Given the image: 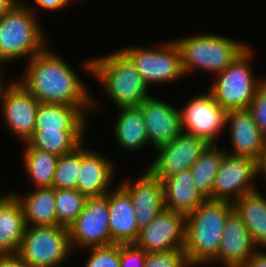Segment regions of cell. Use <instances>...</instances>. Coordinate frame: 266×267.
Masks as SVG:
<instances>
[{
  "label": "cell",
  "instance_id": "5",
  "mask_svg": "<svg viewBox=\"0 0 266 267\" xmlns=\"http://www.w3.org/2000/svg\"><path fill=\"white\" fill-rule=\"evenodd\" d=\"M175 42L180 49L185 77L198 68L216 75L249 46L245 42L212 33H196Z\"/></svg>",
  "mask_w": 266,
  "mask_h": 267
},
{
  "label": "cell",
  "instance_id": "3",
  "mask_svg": "<svg viewBox=\"0 0 266 267\" xmlns=\"http://www.w3.org/2000/svg\"><path fill=\"white\" fill-rule=\"evenodd\" d=\"M85 70L97 78L116 107L139 106L151 95L132 60L121 50L88 59Z\"/></svg>",
  "mask_w": 266,
  "mask_h": 267
},
{
  "label": "cell",
  "instance_id": "2",
  "mask_svg": "<svg viewBox=\"0 0 266 267\" xmlns=\"http://www.w3.org/2000/svg\"><path fill=\"white\" fill-rule=\"evenodd\" d=\"M232 202L207 200L186 216L184 252L190 267L210 264L219 250Z\"/></svg>",
  "mask_w": 266,
  "mask_h": 267
},
{
  "label": "cell",
  "instance_id": "32",
  "mask_svg": "<svg viewBox=\"0 0 266 267\" xmlns=\"http://www.w3.org/2000/svg\"><path fill=\"white\" fill-rule=\"evenodd\" d=\"M84 267H120V244L90 247Z\"/></svg>",
  "mask_w": 266,
  "mask_h": 267
},
{
  "label": "cell",
  "instance_id": "19",
  "mask_svg": "<svg viewBox=\"0 0 266 267\" xmlns=\"http://www.w3.org/2000/svg\"><path fill=\"white\" fill-rule=\"evenodd\" d=\"M108 209L111 244L134 243L139 234L135 210L131 196L120 184L108 192Z\"/></svg>",
  "mask_w": 266,
  "mask_h": 267
},
{
  "label": "cell",
  "instance_id": "35",
  "mask_svg": "<svg viewBox=\"0 0 266 267\" xmlns=\"http://www.w3.org/2000/svg\"><path fill=\"white\" fill-rule=\"evenodd\" d=\"M147 252L134 243L120 244V267H144Z\"/></svg>",
  "mask_w": 266,
  "mask_h": 267
},
{
  "label": "cell",
  "instance_id": "15",
  "mask_svg": "<svg viewBox=\"0 0 266 267\" xmlns=\"http://www.w3.org/2000/svg\"><path fill=\"white\" fill-rule=\"evenodd\" d=\"M135 182L123 181L120 185L132 198L137 227L147 226L164 206L163 183L147 168Z\"/></svg>",
  "mask_w": 266,
  "mask_h": 267
},
{
  "label": "cell",
  "instance_id": "27",
  "mask_svg": "<svg viewBox=\"0 0 266 267\" xmlns=\"http://www.w3.org/2000/svg\"><path fill=\"white\" fill-rule=\"evenodd\" d=\"M86 130H59L44 131L34 130L27 144L41 151L50 152L61 156L73 151L84 141Z\"/></svg>",
  "mask_w": 266,
  "mask_h": 267
},
{
  "label": "cell",
  "instance_id": "37",
  "mask_svg": "<svg viewBox=\"0 0 266 267\" xmlns=\"http://www.w3.org/2000/svg\"><path fill=\"white\" fill-rule=\"evenodd\" d=\"M35 4L38 5L39 8L47 10V11H58L65 6L69 5L67 0H34Z\"/></svg>",
  "mask_w": 266,
  "mask_h": 267
},
{
  "label": "cell",
  "instance_id": "40",
  "mask_svg": "<svg viewBox=\"0 0 266 267\" xmlns=\"http://www.w3.org/2000/svg\"><path fill=\"white\" fill-rule=\"evenodd\" d=\"M21 0H0V17L12 9Z\"/></svg>",
  "mask_w": 266,
  "mask_h": 267
},
{
  "label": "cell",
  "instance_id": "34",
  "mask_svg": "<svg viewBox=\"0 0 266 267\" xmlns=\"http://www.w3.org/2000/svg\"><path fill=\"white\" fill-rule=\"evenodd\" d=\"M248 110L252 113L258 129L266 137V77L261 80Z\"/></svg>",
  "mask_w": 266,
  "mask_h": 267
},
{
  "label": "cell",
  "instance_id": "20",
  "mask_svg": "<svg viewBox=\"0 0 266 267\" xmlns=\"http://www.w3.org/2000/svg\"><path fill=\"white\" fill-rule=\"evenodd\" d=\"M81 143V169L77 181V190L87 197L104 196L109 191L114 178L112 160L99 153L84 149Z\"/></svg>",
  "mask_w": 266,
  "mask_h": 267
},
{
  "label": "cell",
  "instance_id": "17",
  "mask_svg": "<svg viewBox=\"0 0 266 267\" xmlns=\"http://www.w3.org/2000/svg\"><path fill=\"white\" fill-rule=\"evenodd\" d=\"M146 124L148 142L158 148L171 142L181 132L179 109L150 96L139 105Z\"/></svg>",
  "mask_w": 266,
  "mask_h": 267
},
{
  "label": "cell",
  "instance_id": "33",
  "mask_svg": "<svg viewBox=\"0 0 266 267\" xmlns=\"http://www.w3.org/2000/svg\"><path fill=\"white\" fill-rule=\"evenodd\" d=\"M184 249L147 253L144 267H189Z\"/></svg>",
  "mask_w": 266,
  "mask_h": 267
},
{
  "label": "cell",
  "instance_id": "28",
  "mask_svg": "<svg viewBox=\"0 0 266 267\" xmlns=\"http://www.w3.org/2000/svg\"><path fill=\"white\" fill-rule=\"evenodd\" d=\"M23 164L26 174L36 188H50L55 176V168L59 156L29 146L26 142Z\"/></svg>",
  "mask_w": 266,
  "mask_h": 267
},
{
  "label": "cell",
  "instance_id": "4",
  "mask_svg": "<svg viewBox=\"0 0 266 267\" xmlns=\"http://www.w3.org/2000/svg\"><path fill=\"white\" fill-rule=\"evenodd\" d=\"M28 3L19 1L12 9L0 17V64L18 58L33 56L43 51L49 40L43 33L37 16ZM32 8V9H31ZM36 17V18H35Z\"/></svg>",
  "mask_w": 266,
  "mask_h": 267
},
{
  "label": "cell",
  "instance_id": "14",
  "mask_svg": "<svg viewBox=\"0 0 266 267\" xmlns=\"http://www.w3.org/2000/svg\"><path fill=\"white\" fill-rule=\"evenodd\" d=\"M208 143L198 137L181 132L171 142L156 148V160L149 170L161 181L190 169Z\"/></svg>",
  "mask_w": 266,
  "mask_h": 267
},
{
  "label": "cell",
  "instance_id": "25",
  "mask_svg": "<svg viewBox=\"0 0 266 267\" xmlns=\"http://www.w3.org/2000/svg\"><path fill=\"white\" fill-rule=\"evenodd\" d=\"M233 206L246 225L253 244L266 249V198L254 190L237 199Z\"/></svg>",
  "mask_w": 266,
  "mask_h": 267
},
{
  "label": "cell",
  "instance_id": "29",
  "mask_svg": "<svg viewBox=\"0 0 266 267\" xmlns=\"http://www.w3.org/2000/svg\"><path fill=\"white\" fill-rule=\"evenodd\" d=\"M225 153L216 144H208L190 168L195 187L208 200H212L213 183Z\"/></svg>",
  "mask_w": 266,
  "mask_h": 267
},
{
  "label": "cell",
  "instance_id": "41",
  "mask_svg": "<svg viewBox=\"0 0 266 267\" xmlns=\"http://www.w3.org/2000/svg\"><path fill=\"white\" fill-rule=\"evenodd\" d=\"M1 70L2 69H0V101H1V98H2L3 91H4L5 87L8 85V84H5L4 81H3V77H2L3 75H1L2 74Z\"/></svg>",
  "mask_w": 266,
  "mask_h": 267
},
{
  "label": "cell",
  "instance_id": "11",
  "mask_svg": "<svg viewBox=\"0 0 266 267\" xmlns=\"http://www.w3.org/2000/svg\"><path fill=\"white\" fill-rule=\"evenodd\" d=\"M257 161L251 157L225 153L215 176L212 201L234 203L248 192L256 190Z\"/></svg>",
  "mask_w": 266,
  "mask_h": 267
},
{
  "label": "cell",
  "instance_id": "26",
  "mask_svg": "<svg viewBox=\"0 0 266 267\" xmlns=\"http://www.w3.org/2000/svg\"><path fill=\"white\" fill-rule=\"evenodd\" d=\"M114 125L116 143L127 151L140 150L146 146L148 135L143 113L139 106L119 107Z\"/></svg>",
  "mask_w": 266,
  "mask_h": 267
},
{
  "label": "cell",
  "instance_id": "1",
  "mask_svg": "<svg viewBox=\"0 0 266 267\" xmlns=\"http://www.w3.org/2000/svg\"><path fill=\"white\" fill-rule=\"evenodd\" d=\"M47 46L26 61L27 66L18 81L40 102L77 106L84 113L95 108L97 101L85 83L57 54ZM92 107V108H91ZM88 108V109H87Z\"/></svg>",
  "mask_w": 266,
  "mask_h": 267
},
{
  "label": "cell",
  "instance_id": "6",
  "mask_svg": "<svg viewBox=\"0 0 266 267\" xmlns=\"http://www.w3.org/2000/svg\"><path fill=\"white\" fill-rule=\"evenodd\" d=\"M254 50L248 46L228 67L215 75L209 91L226 111L248 109L263 78H256L250 67ZM217 76V77H216Z\"/></svg>",
  "mask_w": 266,
  "mask_h": 267
},
{
  "label": "cell",
  "instance_id": "23",
  "mask_svg": "<svg viewBox=\"0 0 266 267\" xmlns=\"http://www.w3.org/2000/svg\"><path fill=\"white\" fill-rule=\"evenodd\" d=\"M77 106L39 103L34 130H85L87 118Z\"/></svg>",
  "mask_w": 266,
  "mask_h": 267
},
{
  "label": "cell",
  "instance_id": "36",
  "mask_svg": "<svg viewBox=\"0 0 266 267\" xmlns=\"http://www.w3.org/2000/svg\"><path fill=\"white\" fill-rule=\"evenodd\" d=\"M0 267H29L17 253L0 254Z\"/></svg>",
  "mask_w": 266,
  "mask_h": 267
},
{
  "label": "cell",
  "instance_id": "24",
  "mask_svg": "<svg viewBox=\"0 0 266 267\" xmlns=\"http://www.w3.org/2000/svg\"><path fill=\"white\" fill-rule=\"evenodd\" d=\"M12 194L22 206L26 226H58L54 188H36L23 196Z\"/></svg>",
  "mask_w": 266,
  "mask_h": 267
},
{
  "label": "cell",
  "instance_id": "8",
  "mask_svg": "<svg viewBox=\"0 0 266 267\" xmlns=\"http://www.w3.org/2000/svg\"><path fill=\"white\" fill-rule=\"evenodd\" d=\"M132 60L137 71L148 87L150 84H163L184 78L181 53L177 43L169 41L152 49L141 47H120Z\"/></svg>",
  "mask_w": 266,
  "mask_h": 267
},
{
  "label": "cell",
  "instance_id": "30",
  "mask_svg": "<svg viewBox=\"0 0 266 267\" xmlns=\"http://www.w3.org/2000/svg\"><path fill=\"white\" fill-rule=\"evenodd\" d=\"M58 226L68 228L83 210L87 196L77 189H54Z\"/></svg>",
  "mask_w": 266,
  "mask_h": 267
},
{
  "label": "cell",
  "instance_id": "12",
  "mask_svg": "<svg viewBox=\"0 0 266 267\" xmlns=\"http://www.w3.org/2000/svg\"><path fill=\"white\" fill-rule=\"evenodd\" d=\"M186 216L164 208L139 230L134 244L147 253H161L185 247Z\"/></svg>",
  "mask_w": 266,
  "mask_h": 267
},
{
  "label": "cell",
  "instance_id": "18",
  "mask_svg": "<svg viewBox=\"0 0 266 267\" xmlns=\"http://www.w3.org/2000/svg\"><path fill=\"white\" fill-rule=\"evenodd\" d=\"M226 125L229 126V139L234 149L226 153L251 157L257 161L265 150L266 137L258 129L252 113L248 109L227 111Z\"/></svg>",
  "mask_w": 266,
  "mask_h": 267
},
{
  "label": "cell",
  "instance_id": "10",
  "mask_svg": "<svg viewBox=\"0 0 266 267\" xmlns=\"http://www.w3.org/2000/svg\"><path fill=\"white\" fill-rule=\"evenodd\" d=\"M108 193L88 197L77 219L68 227L72 249L111 245Z\"/></svg>",
  "mask_w": 266,
  "mask_h": 267
},
{
  "label": "cell",
  "instance_id": "13",
  "mask_svg": "<svg viewBox=\"0 0 266 267\" xmlns=\"http://www.w3.org/2000/svg\"><path fill=\"white\" fill-rule=\"evenodd\" d=\"M1 111L6 127L27 142L34 132L39 101L19 82L11 81L1 98Z\"/></svg>",
  "mask_w": 266,
  "mask_h": 267
},
{
  "label": "cell",
  "instance_id": "7",
  "mask_svg": "<svg viewBox=\"0 0 266 267\" xmlns=\"http://www.w3.org/2000/svg\"><path fill=\"white\" fill-rule=\"evenodd\" d=\"M72 251L68 228L26 226L17 254L29 267H59Z\"/></svg>",
  "mask_w": 266,
  "mask_h": 267
},
{
  "label": "cell",
  "instance_id": "22",
  "mask_svg": "<svg viewBox=\"0 0 266 267\" xmlns=\"http://www.w3.org/2000/svg\"><path fill=\"white\" fill-rule=\"evenodd\" d=\"M26 229L22 206L12 193L0 196V254L19 250Z\"/></svg>",
  "mask_w": 266,
  "mask_h": 267
},
{
  "label": "cell",
  "instance_id": "9",
  "mask_svg": "<svg viewBox=\"0 0 266 267\" xmlns=\"http://www.w3.org/2000/svg\"><path fill=\"white\" fill-rule=\"evenodd\" d=\"M182 132L216 144L218 135L226 127L227 111L222 108L208 90L198 94L179 109Z\"/></svg>",
  "mask_w": 266,
  "mask_h": 267
},
{
  "label": "cell",
  "instance_id": "31",
  "mask_svg": "<svg viewBox=\"0 0 266 267\" xmlns=\"http://www.w3.org/2000/svg\"><path fill=\"white\" fill-rule=\"evenodd\" d=\"M81 169V144L73 151L59 156L52 183L54 189H77Z\"/></svg>",
  "mask_w": 266,
  "mask_h": 267
},
{
  "label": "cell",
  "instance_id": "21",
  "mask_svg": "<svg viewBox=\"0 0 266 267\" xmlns=\"http://www.w3.org/2000/svg\"><path fill=\"white\" fill-rule=\"evenodd\" d=\"M164 206L187 216L208 199L195 187L190 169L175 174L163 182Z\"/></svg>",
  "mask_w": 266,
  "mask_h": 267
},
{
  "label": "cell",
  "instance_id": "39",
  "mask_svg": "<svg viewBox=\"0 0 266 267\" xmlns=\"http://www.w3.org/2000/svg\"><path fill=\"white\" fill-rule=\"evenodd\" d=\"M257 175H263L264 181L266 182V147L257 160Z\"/></svg>",
  "mask_w": 266,
  "mask_h": 267
},
{
  "label": "cell",
  "instance_id": "16",
  "mask_svg": "<svg viewBox=\"0 0 266 267\" xmlns=\"http://www.w3.org/2000/svg\"><path fill=\"white\" fill-rule=\"evenodd\" d=\"M257 250L259 249L253 244L246 225L233 210L225 221L217 255L210 263L224 264L226 267H244Z\"/></svg>",
  "mask_w": 266,
  "mask_h": 267
},
{
  "label": "cell",
  "instance_id": "38",
  "mask_svg": "<svg viewBox=\"0 0 266 267\" xmlns=\"http://www.w3.org/2000/svg\"><path fill=\"white\" fill-rule=\"evenodd\" d=\"M244 267H266L265 251H256L248 260Z\"/></svg>",
  "mask_w": 266,
  "mask_h": 267
}]
</instances>
